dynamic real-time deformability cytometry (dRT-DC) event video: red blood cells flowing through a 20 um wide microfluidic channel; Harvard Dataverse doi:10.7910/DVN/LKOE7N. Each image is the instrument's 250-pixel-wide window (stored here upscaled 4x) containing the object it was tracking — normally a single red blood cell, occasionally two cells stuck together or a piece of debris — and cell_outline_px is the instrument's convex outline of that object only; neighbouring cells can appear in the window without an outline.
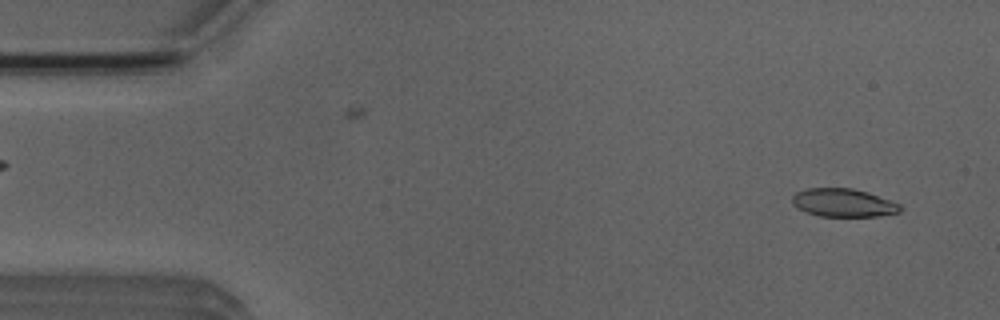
{"species": "Egyptian fruit bat (a non-hibernating species)", "species_latin": "Rousettus aegyptiacus", "temperature_condition": "room temperature", "stored_images_in_passage": 5, "camera_frame_rate_fps": 3000, "um_per_image_px": 0.085, "animal": {"sex": "male"}, "frame": {"image": 1, "passage_image": 1, "time_ms": 0.0, "image_size_px": [1000, 320], "cell_outline_px": [[904, 208], [900, 212], [876, 216], [820, 216], [808, 212], [792, 204], [792, 196], [796, 192], [808, 188], [852, 188], [868, 192], [900, 204]], "centroid_in_image_um": [71.71, 17.23], "position_along_channel_um": 13.3, "area_um2": 17.63}}
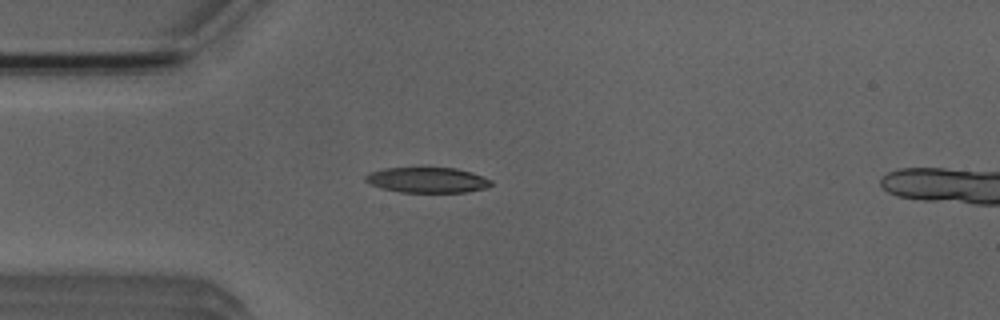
{"frame": {"image": 2, "passage_image": 4, "time_ms": 3.333, "image_size_px": [1000, 320], "cell_outline_px": [[492, 184], [484, 188], [468, 192], [400, 192], [384, 188], [372, 184], [364, 180], [364, 176], [372, 172], [384, 168], [420, 164], [456, 168], [472, 172], [492, 180]], "centroid_in_image_um": [36.32, 15.24], "position_along_channel_um": 48.7, "area_um2": 19.42}}